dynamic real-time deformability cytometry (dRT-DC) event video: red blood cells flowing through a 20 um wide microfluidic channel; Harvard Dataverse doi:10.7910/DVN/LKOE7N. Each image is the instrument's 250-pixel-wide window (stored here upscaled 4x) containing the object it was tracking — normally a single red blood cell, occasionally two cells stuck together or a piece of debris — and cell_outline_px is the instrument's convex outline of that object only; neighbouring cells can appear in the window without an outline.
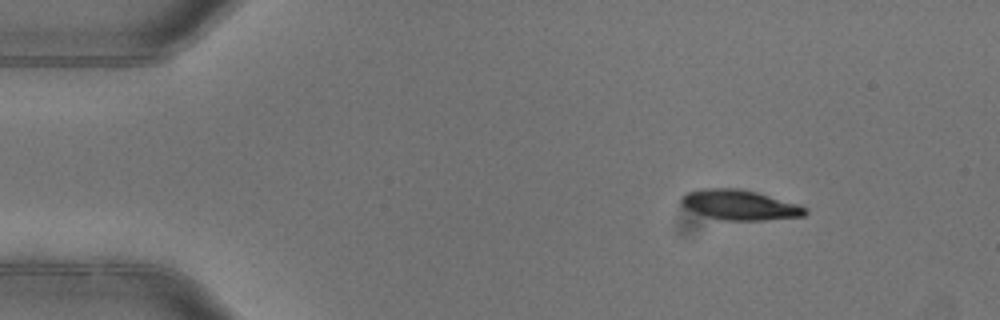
{"species": "common noctule bat (a hibernating species)", "species_latin": "Nyctalus noctula", "temperature_condition": "warm", "stored_images_in_passage": 3, "camera_frame_rate_fps": 3000, "um_per_image_px": 0.085, "animal": {"sex": "female"}, "frame": {"image": 1, "passage_image": 1, "time_ms": 0.0, "image_size_px": [1000, 320], "cell_outline_px": [[808, 212], [804, 216], [764, 220], [720, 220], [684, 208], [680, 204], [680, 196], [688, 192], [700, 188], [740, 188], [756, 192], [800, 204], [808, 208]], "centroid_in_image_um": [62.88, 17.41], "position_along_channel_um": 22.1, "area_um2": 21.91}}